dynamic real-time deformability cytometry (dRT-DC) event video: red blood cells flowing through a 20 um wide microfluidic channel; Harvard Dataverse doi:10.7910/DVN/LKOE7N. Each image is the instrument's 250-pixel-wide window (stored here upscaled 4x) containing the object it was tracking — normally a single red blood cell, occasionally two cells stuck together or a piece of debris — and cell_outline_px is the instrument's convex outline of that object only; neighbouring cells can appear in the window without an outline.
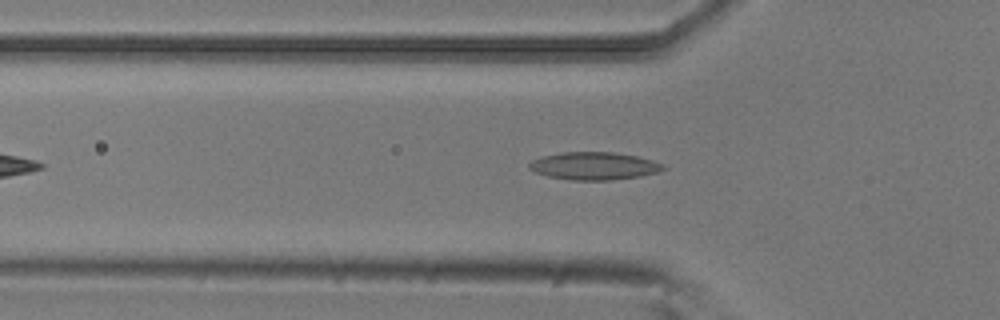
{"species": "common noctule bat (a hibernating species)", "species_latin": "Nyctalus noctula", "temperature_condition": "room temperature", "stored_images_in_passage": 41, "camera_frame_rate_fps": 3000, "um_per_image_px": 0.085, "animal": {"sex": "male", "body_mass_g": 20.5, "forearm_length_mm": 52.5}, "frame": {"image": 1, "passage_image": 11, "time_ms": 3.333, "image_size_px": [1000, 320], "cell_outline_px": [[668, 168], [656, 172], [640, 176], [608, 180], [572, 180], [548, 176], [536, 172], [528, 168], [528, 164], [532, 160], [544, 156], [560, 152], [612, 152], [636, 156], [652, 160], [664, 164]], "centroid_in_image_um": [50.5, 14.1], "position_along_channel_um": 75.3, "area_um2": 21.5}}
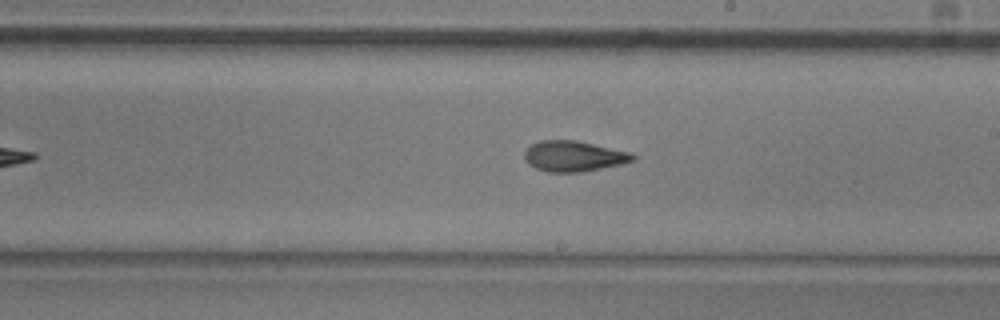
{"frame": {"image": 2, "passage_image": 24, "time_ms": 7.667, "image_size_px": [1000, 320], "cell_outline_px": [[636, 160], [624, 164], [580, 172], [548, 172], [536, 168], [528, 164], [524, 156], [524, 152], [532, 144], [540, 140], [576, 140], [632, 152], [636, 156]], "centroid_in_image_um": [48.81, 13.27], "position_along_channel_um": 240.2, "area_um2": 19.48}}
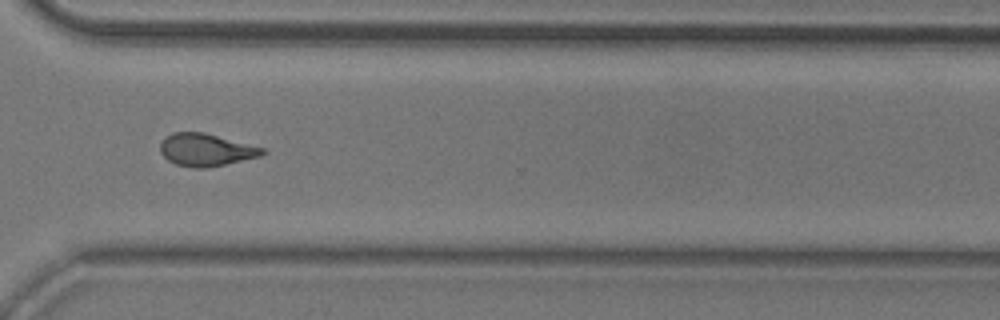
{"frame": {"image": 3, "passage_image": 33, "time_ms": 10.667, "image_size_px": [1000, 320], "cell_outline_px": [[268, 152], [260, 156], [224, 164], [204, 168], [192, 168], [176, 164], [168, 160], [160, 152], [160, 144], [172, 132], [204, 132], [264, 148]], "centroid_in_image_um": [17.51, 12.73], "position_along_channel_um": 353.1, "area_um2": 19.13}}